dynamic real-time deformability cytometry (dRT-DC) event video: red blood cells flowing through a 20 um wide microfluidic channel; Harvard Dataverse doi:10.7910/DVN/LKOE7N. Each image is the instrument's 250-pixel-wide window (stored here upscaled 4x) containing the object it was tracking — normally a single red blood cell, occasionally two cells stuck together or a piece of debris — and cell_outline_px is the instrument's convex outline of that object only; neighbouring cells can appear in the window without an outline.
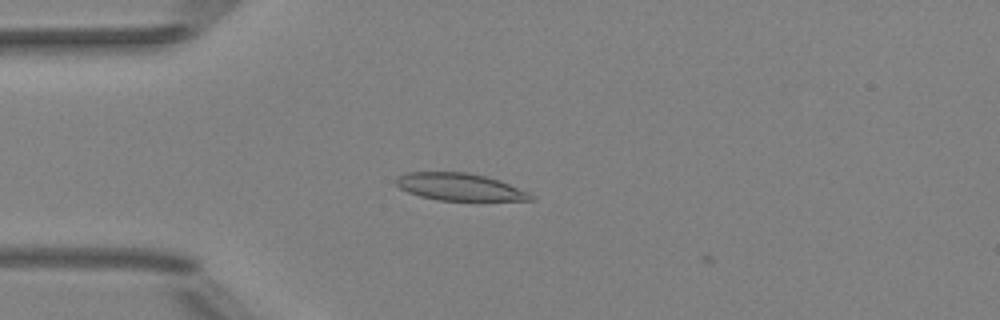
{"species": "Egyptian fruit bat (a non-hibernating species)", "species_latin": "Rousettus aegyptiacus", "temperature_condition": "room temperature", "stored_images_in_passage": 2, "camera_frame_rate_fps": 3000, "um_per_image_px": 0.085, "animal": {"sex": "female"}, "frame": {"image": 1, "passage_image": 1, "time_ms": 0.0, "image_size_px": [1000, 320], "cell_outline_px": [[536, 200], [436, 200], [420, 196], [408, 192], [400, 188], [396, 184], [396, 176], [408, 172], [468, 172], [500, 180], [528, 192], [536, 196]], "centroid_in_image_um": [39.07, 15.88], "position_along_channel_um": 45.9, "area_um2": 21.39}}